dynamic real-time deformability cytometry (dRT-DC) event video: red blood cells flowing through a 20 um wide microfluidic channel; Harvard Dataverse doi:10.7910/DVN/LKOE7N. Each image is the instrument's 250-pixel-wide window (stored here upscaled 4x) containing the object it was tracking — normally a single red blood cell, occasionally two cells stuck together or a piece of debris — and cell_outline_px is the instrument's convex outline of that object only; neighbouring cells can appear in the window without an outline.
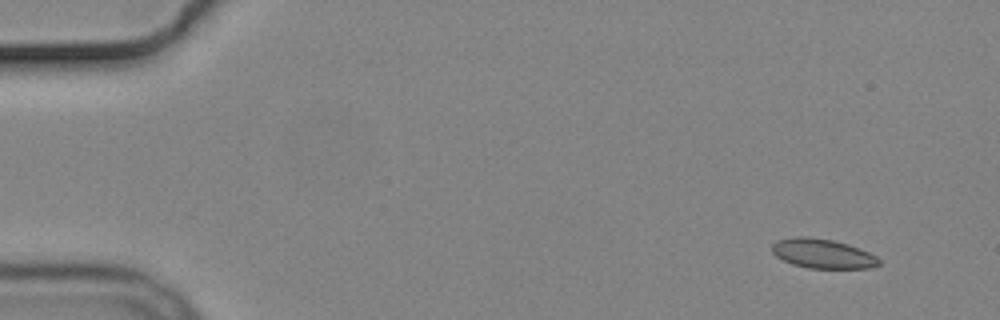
{"species": "common noctule bat (a hibernating species)", "species_latin": "Nyctalus noctula", "temperature_condition": "cold", "stored_images_in_passage": 56, "camera_frame_rate_fps": 3000, "um_per_image_px": 0.085, "animal": {"sex": "male", "body_mass_g": 19.2, "forearm_length_mm": 51.8}, "frame": {"image": 1, "passage_image": 4, "time_ms": 1.0, "image_size_px": [1000, 320], "cell_outline_px": [[880, 264], [868, 268], [808, 268], [792, 264], [776, 256], [772, 252], [772, 244], [776, 240], [796, 236], [808, 236], [832, 240], [848, 244], [860, 248], [876, 256], [880, 260]], "centroid_in_image_um": [69.91, 21.55], "position_along_channel_um": 15.1, "area_um2": 18.38}}
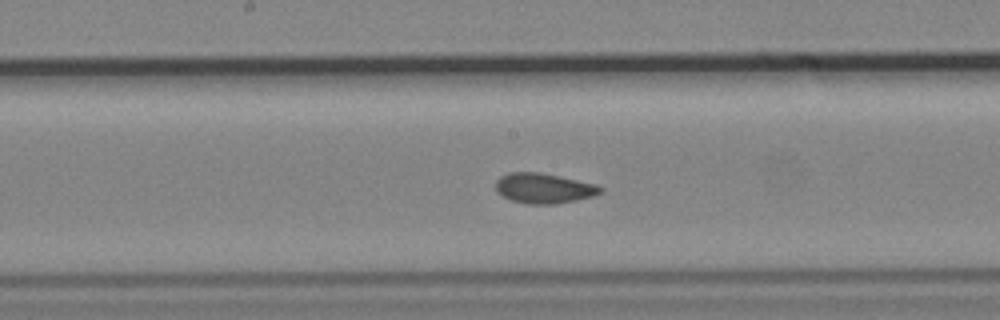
{"frame": {"image": 2, "passage_image": 29, "time_ms": 9.333, "image_size_px": [1000, 320], "cell_outline_px": [[604, 188], [600, 192], [592, 196], [576, 200], [556, 204], [528, 204], [512, 200], [496, 192], [496, 180], [500, 176], [508, 172], [540, 172], [560, 176], [596, 184]], "centroid_in_image_um": [46.21, 15.99], "position_along_channel_um": 202.0, "area_um2": 18.38}}
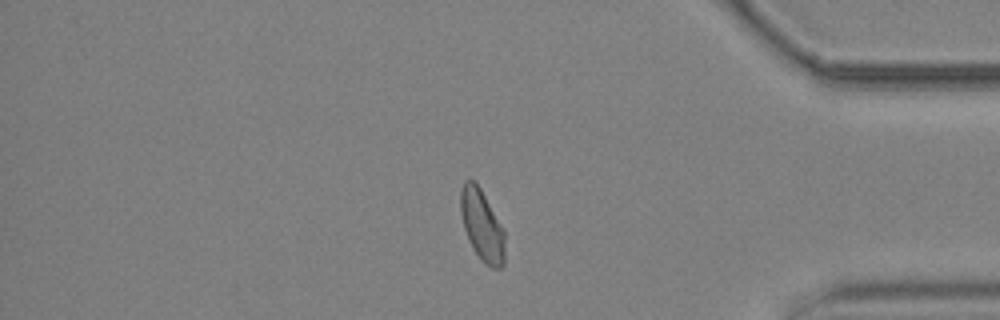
{"frame": {"image": 3, "passage_image": 47, "time_ms": 15.333, "image_size_px": [1000, 320], "cell_outline_px": [[504, 264], [500, 268], [492, 268], [480, 260], [464, 228], [460, 212], [460, 192], [464, 180], [472, 180], [480, 188], [504, 232]], "centroid_in_image_um": [40.95, 19.16], "position_along_channel_um": 394.2, "area_um2": 17.8}, "authors_computed_cell_mechanics": {"area_um2": 18.4671, "velocity_mm_per_s": 3.6574, "shape_relaxation_time_tau1_ms": 10.949, "shape_relaxation_time_tau2_ms": 2.186, "deformation_change_tau1": 0.1575, "deformation_change_tau2": 0.041}}